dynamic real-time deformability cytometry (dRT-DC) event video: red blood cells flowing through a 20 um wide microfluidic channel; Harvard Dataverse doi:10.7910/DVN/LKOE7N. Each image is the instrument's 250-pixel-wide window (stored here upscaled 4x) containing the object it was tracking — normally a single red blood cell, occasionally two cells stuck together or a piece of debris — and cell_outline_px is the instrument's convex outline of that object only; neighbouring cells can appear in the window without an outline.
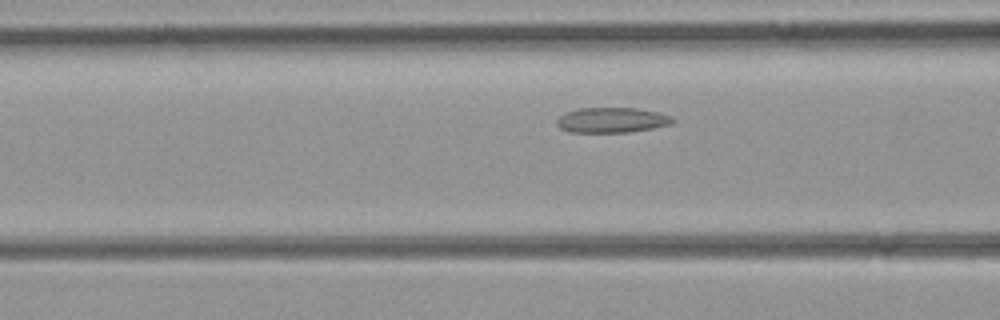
{"species": "common noctule bat (a hibernating species)", "species_latin": "Nyctalus noctula", "temperature_condition": "room temperature", "stored_images_in_passage": 28, "camera_frame_rate_fps": 3000, "um_per_image_px": 0.085, "animal": {"sex": "female", "body_mass_g": 21.9}, "frame": {"image": 1, "passage_image": 8, "time_ms": 2.333, "image_size_px": [1000, 320], "cell_outline_px": [[676, 120], [672, 124], [652, 128], [628, 132], [572, 132], [560, 128], [556, 124], [556, 120], [564, 112], [580, 108], [636, 108], [656, 112], [672, 116]], "centroid_in_image_um": [52.0, 10.2], "position_along_channel_um": 114.6, "area_um2": 16.99}}
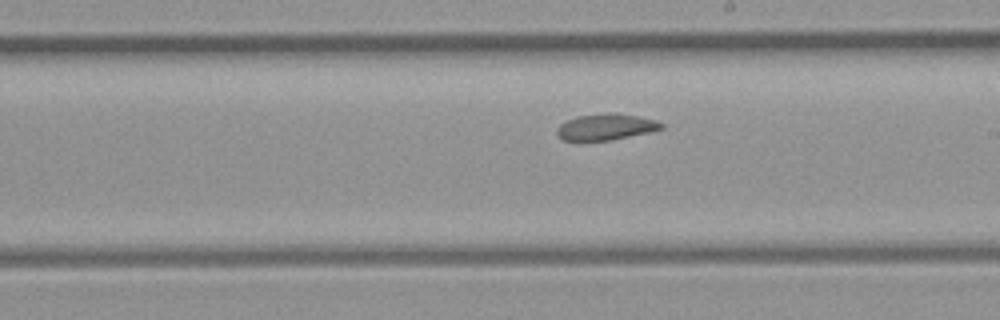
{"frame": {"image": 2, "passage_image": 17, "time_ms": 5.333, "image_size_px": [1000, 320], "cell_outline_px": [[664, 128], [648, 132], [612, 140], [564, 140], [556, 132], [556, 128], [560, 124], [576, 116], [612, 112], [636, 116], [656, 120], [664, 124]], "centroid_in_image_um": [51.51, 10.78], "position_along_channel_um": 237.5, "area_um2": 15.78}}
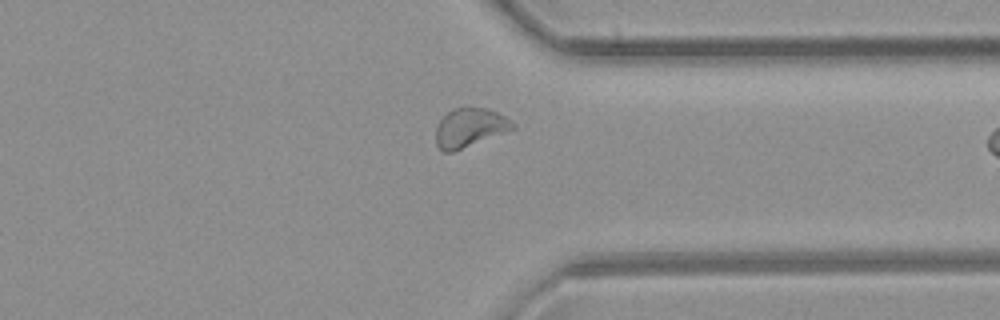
{"frame": {"image": 3, "passage_image": 27, "time_ms": 8.667, "image_size_px": [1000, 320], "cell_outline_px": [[516, 128], [452, 152], [444, 152], [436, 144], [436, 128], [440, 120], [452, 108], [484, 108], [496, 112], [504, 116], [516, 124]], "centroid_in_image_um": [39.92, 10.85], "position_along_channel_um": 371.5, "area_um2": 17.11}}